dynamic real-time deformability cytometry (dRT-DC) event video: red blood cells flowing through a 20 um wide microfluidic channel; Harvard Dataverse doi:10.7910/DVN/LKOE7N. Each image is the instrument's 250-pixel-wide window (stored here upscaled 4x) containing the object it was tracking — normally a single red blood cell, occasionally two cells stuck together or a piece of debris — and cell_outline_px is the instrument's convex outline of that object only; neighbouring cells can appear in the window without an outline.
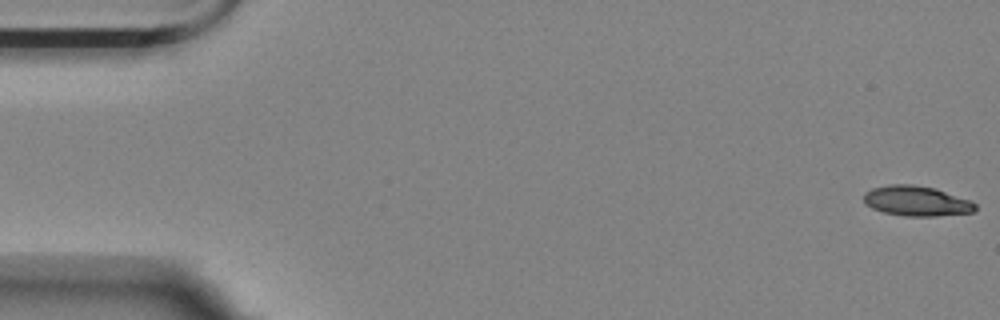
{"species": "Egyptian fruit bat (a non-hibernating species)", "species_latin": "Rousettus aegyptiacus", "temperature_condition": "room temperature", "stored_images_in_passage": 19, "camera_frame_rate_fps": 3000, "um_per_image_px": 0.085, "animal": {"sex": "female"}, "frame": {"image": 1, "passage_image": 1, "time_ms": 0.0, "image_size_px": [1000, 320], "cell_outline_px": [[976, 212], [936, 216], [904, 216], [884, 212], [872, 208], [864, 204], [864, 192], [872, 188], [888, 184], [912, 184], [932, 188], [972, 200], [976, 204]], "centroid_in_image_um": [77.9, 17.09], "position_along_channel_um": 7.1, "area_um2": 19.65}}
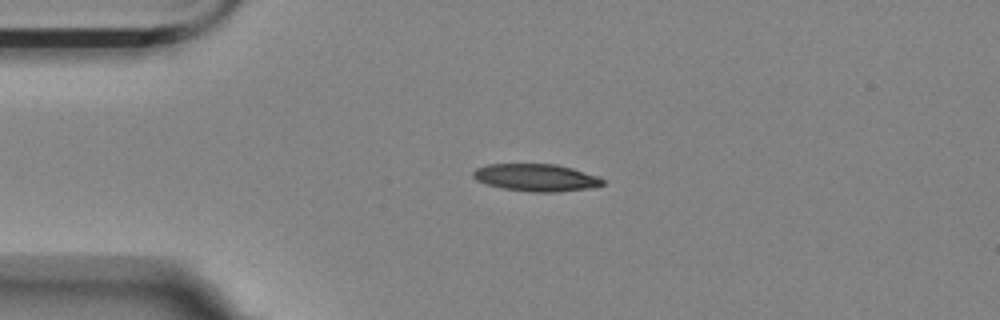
{"frame": {"image": 2, "passage_image": 13, "time_ms": 4.0, "image_size_px": [1000, 320], "cell_outline_px": [[604, 184], [592, 188], [556, 192], [528, 192], [500, 188], [476, 180], [472, 176], [472, 172], [476, 168], [488, 164], [556, 164], [572, 168], [600, 176], [604, 180]], "centroid_in_image_um": [45.58, 15.1], "position_along_channel_um": 39.4, "area_um2": 20.87}}
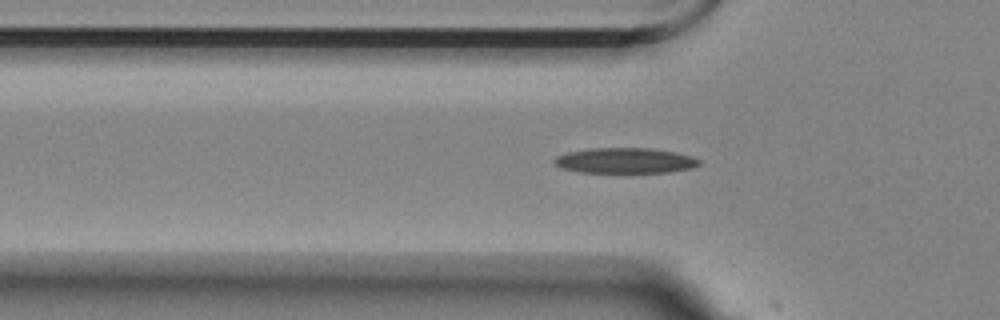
{"frame": {"image": 3, "passage_image": 18, "time_ms": 5.667, "image_size_px": [1000, 320], "cell_outline_px": [[700, 164], [692, 168], [672, 172], [624, 176], [576, 172], [560, 168], [552, 164], [552, 160], [556, 156], [568, 152], [592, 148], [652, 148], [676, 152], [692, 156], [700, 160]], "centroid_in_image_um": [53.1, 13.71], "position_along_channel_um": 72.7, "area_um2": 23.06}}